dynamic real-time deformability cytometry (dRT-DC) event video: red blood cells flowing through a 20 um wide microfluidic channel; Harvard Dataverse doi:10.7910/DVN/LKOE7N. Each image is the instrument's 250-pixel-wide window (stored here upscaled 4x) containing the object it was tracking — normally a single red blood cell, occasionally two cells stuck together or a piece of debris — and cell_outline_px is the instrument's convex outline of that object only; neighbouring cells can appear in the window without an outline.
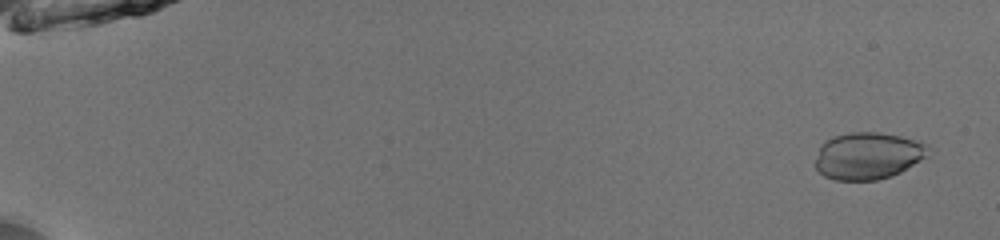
{"species": "common noctule bat (a hibernating species)", "species_latin": "Nyctalus noctula", "temperature_condition": "room temperature", "stored_images_in_passage": 53, "camera_frame_rate_fps": 3000, "um_per_image_px": 0.085, "animal": {"sex": "male", "body_mass_g": 13.0, "forearm_length_mm": 53.1}, "frame": {"image": 1, "passage_image": 3, "time_ms": 0.667, "image_size_px": [1000, 240], "cell_outline_px": [[932, 148], [920, 160], [900, 172], [892, 176], [876, 180], [836, 180], [824, 176], [812, 164], [820, 144], [824, 140], [832, 136], [848, 132], [880, 132], [900, 136], [928, 144]], "centroid_in_image_um": [73.71, 13.23], "position_along_channel_um": 11.3, "area_um2": 31.27}}
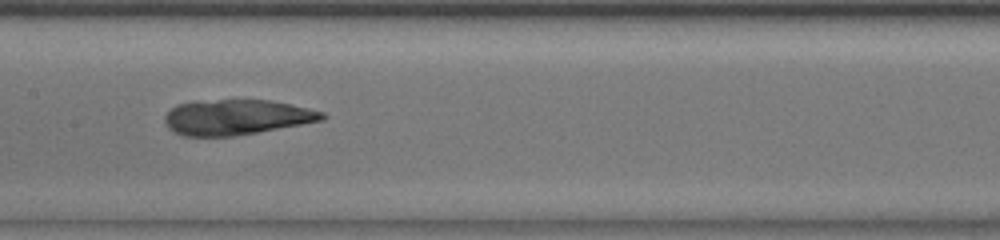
{"frame": {"image": 2, "passage_image": 29, "time_ms": 9.333, "image_size_px": [1000, 240], "cell_outline_px": [[328, 116], [324, 120], [256, 132], [232, 136], [184, 136], [168, 128], [164, 120], [164, 116], [176, 104], [196, 100], [268, 100], [308, 108], [324, 112]], "centroid_in_image_um": [20.08, 9.95], "position_along_channel_um": 187.3, "area_um2": 32.19}}